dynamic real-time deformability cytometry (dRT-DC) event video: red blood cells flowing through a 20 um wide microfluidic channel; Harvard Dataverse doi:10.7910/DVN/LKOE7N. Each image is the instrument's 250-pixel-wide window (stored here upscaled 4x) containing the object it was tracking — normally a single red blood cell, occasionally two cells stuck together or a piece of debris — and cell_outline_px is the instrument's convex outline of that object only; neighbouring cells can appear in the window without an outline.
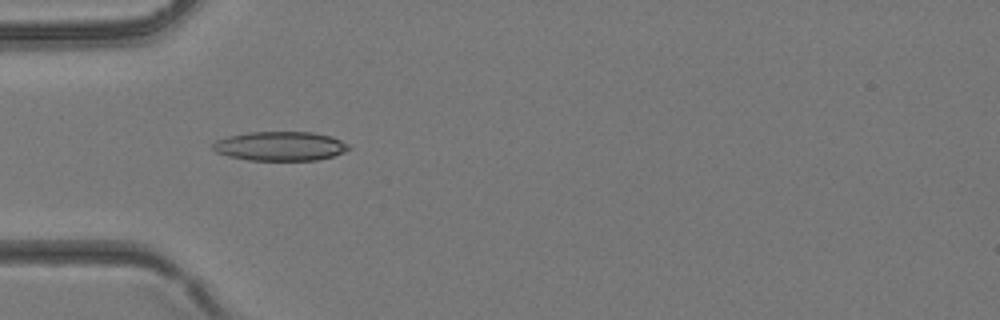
{"species": "common noctule bat (a hibernating species)", "species_latin": "Nyctalus noctula", "temperature_condition": "room temperature", "stored_images_in_passage": 5, "camera_frame_rate_fps": 3000, "um_per_image_px": 0.085, "animal": {"sex": "female", "body_mass_g": 24.6, "forearm_length_mm": 56.2}, "frame": {"image": 1, "passage_image": 3, "time_ms": 0.667, "image_size_px": [1000, 320], "cell_outline_px": [[352, 148], [344, 152], [332, 156], [316, 160], [248, 160], [228, 156], [216, 152], [212, 148], [212, 144], [216, 140], [228, 136], [248, 132], [312, 132], [332, 136], [348, 144]], "centroid_in_image_um": [23.81, 12.42], "position_along_channel_um": 61.2, "area_um2": 23.18}}
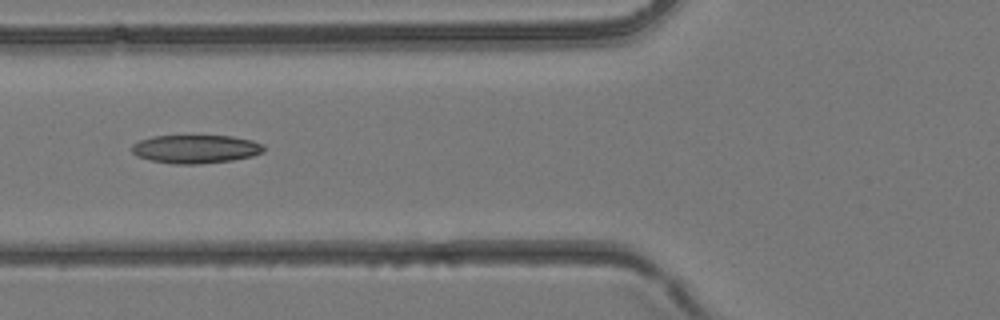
{"frame": {"image": 2, "passage_image": 4, "time_ms": 1.0, "image_size_px": [1000, 320], "cell_outline_px": [[264, 152], [252, 156], [232, 160], [200, 164], [172, 164], [152, 160], [136, 156], [132, 152], [132, 144], [140, 140], [152, 136], [232, 136], [252, 140], [264, 144]], "centroid_in_image_um": [16.64, 12.67], "position_along_channel_um": 109.2, "area_um2": 21.91}}
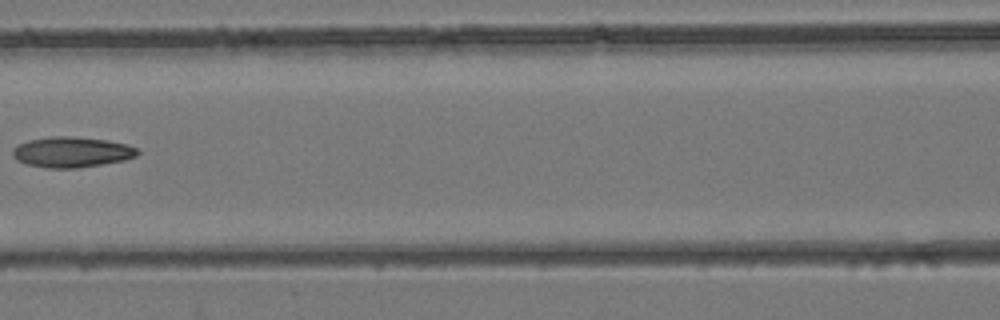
{"frame": {"image": 3, "passage_image": 5, "time_ms": 1.333, "image_size_px": [1000, 320], "cell_outline_px": [[140, 152], [136, 156], [124, 160], [76, 168], [48, 168], [28, 164], [16, 160], [12, 156], [12, 148], [28, 140], [48, 136], [68, 136], [108, 140], [128, 144], [136, 148]], "centroid_in_image_um": [6.08, 12.92], "position_along_channel_um": 160.5, "area_um2": 22.2}}